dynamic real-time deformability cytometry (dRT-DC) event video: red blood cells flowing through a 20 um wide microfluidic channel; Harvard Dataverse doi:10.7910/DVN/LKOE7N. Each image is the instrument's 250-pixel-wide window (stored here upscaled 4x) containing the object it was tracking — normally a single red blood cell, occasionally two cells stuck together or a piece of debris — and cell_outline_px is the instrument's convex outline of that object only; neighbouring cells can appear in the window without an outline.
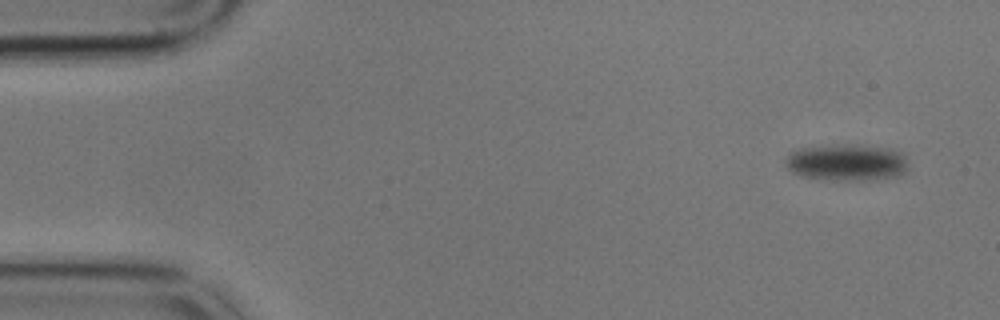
{"species": "common noctule bat (a hibernating species)", "species_latin": "Nyctalus noctula", "temperature_condition": "cold", "stored_images_in_passage": 75, "camera_frame_rate_fps": 3000, "um_per_image_px": 0.085, "animal": {"sex": "male", "body_mass_g": 17.9}, "frame": {"image": 1, "passage_image": 1, "time_ms": 0.0, "image_size_px": [1000, 320], "cell_outline_px": [[908, 168], [900, 176], [872, 180], [844, 180], [800, 176], [792, 172], [784, 164], [784, 160], [792, 152], [800, 148], [848, 144], [888, 148], [900, 152], [904, 156], [908, 164]], "centroid_in_image_um": [71.99, 13.81], "position_along_channel_um": 13.0, "area_um2": 26.13}}
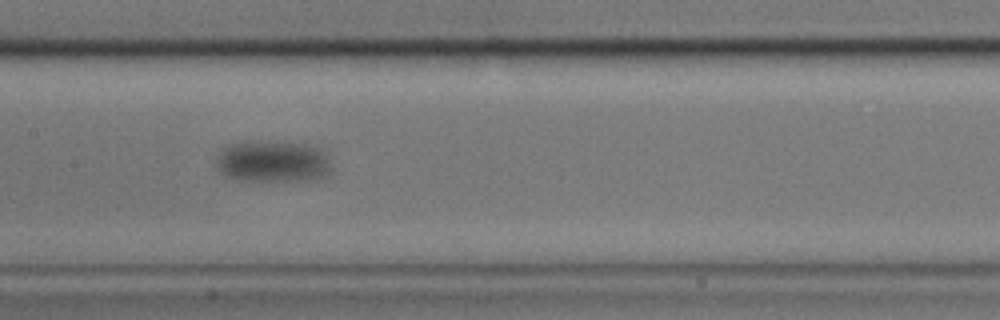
{"frame": {"image": 2, "passage_image": 34, "time_ms": 11.0, "image_size_px": [1000, 320], "cell_outline_px": [[332, 168], [320, 180], [236, 180], [220, 172], [216, 168], [216, 156], [220, 148], [228, 144], [244, 140], [252, 140], [316, 144], [328, 156]], "centroid_in_image_um": [23.17, 13.69], "position_along_channel_um": 184.2, "area_um2": 28.9}}
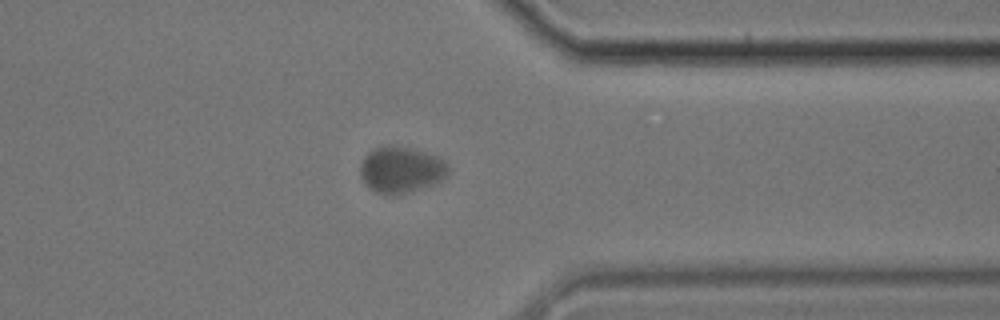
{"frame": {"image": 3, "passage_image": 57, "time_ms": 18.667, "image_size_px": [1000, 320], "cell_outline_px": [[448, 172], [440, 180], [432, 184], [392, 196], [376, 192], [368, 188], [360, 176], [360, 164], [364, 156], [372, 148], [408, 148], [424, 152], [436, 156], [444, 160], [448, 164]], "centroid_in_image_um": [34.04, 14.45], "position_along_channel_um": 377.4, "area_um2": 23.12}}